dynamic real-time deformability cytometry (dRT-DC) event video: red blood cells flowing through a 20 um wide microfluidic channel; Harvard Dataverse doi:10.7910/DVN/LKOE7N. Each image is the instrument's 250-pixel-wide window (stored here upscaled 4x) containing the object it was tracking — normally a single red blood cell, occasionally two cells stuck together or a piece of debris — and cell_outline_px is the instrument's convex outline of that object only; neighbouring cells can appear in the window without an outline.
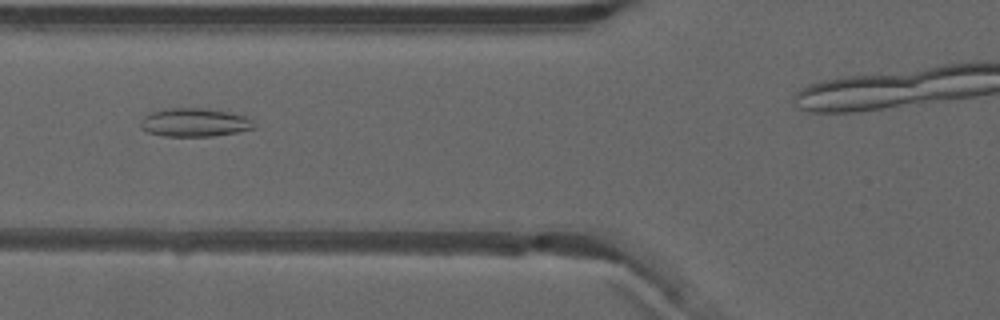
{"species": "common noctule bat (a hibernating species)", "species_latin": "Nyctalus noctula", "temperature_condition": "warm", "stored_images_in_passage": 46, "camera_frame_rate_fps": 3000, "um_per_image_px": 0.085, "animal": {"sex": "male", "forearm_length_mm": 52.5}, "frame": {"image": 1, "passage_image": 21, "time_ms": 6.667, "image_size_px": [1000, 320], "cell_outline_px": [[256, 128], [236, 132], [212, 136], [164, 136], [148, 132], [140, 128], [140, 120], [148, 112], [160, 108], [204, 108], [232, 112], [244, 116], [252, 120], [256, 124]], "centroid_in_image_um": [16.5, 10.39], "position_along_channel_um": 109.3, "area_um2": 19.13}}
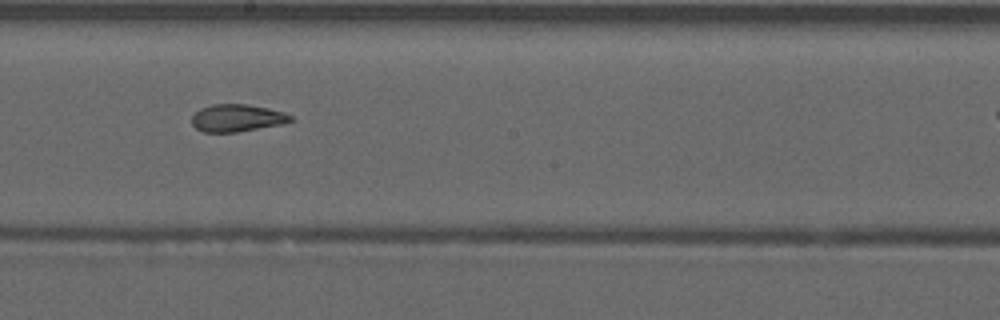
{"frame": {"image": 2, "passage_image": 30, "time_ms": 9.667, "image_size_px": [1000, 320], "cell_outline_px": [[292, 120], [284, 124], [236, 132], [204, 132], [196, 128], [192, 124], [192, 116], [200, 108], [212, 104], [244, 104], [268, 108], [284, 112], [292, 116]], "centroid_in_image_um": [20.15, 10.03], "position_along_channel_um": 228.1, "area_um2": 15.72}}
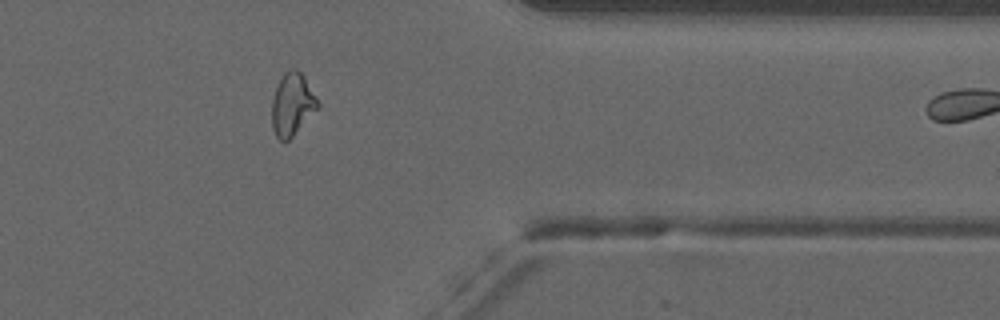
{"frame": {"image": 3, "passage_image": 43, "time_ms": 14.0, "image_size_px": [1000, 320], "cell_outline_px": [[320, 104], [292, 136], [288, 140], [280, 140], [276, 136], [272, 128], [272, 100], [276, 84], [284, 72], [288, 68], [296, 68], [304, 76], [316, 96]], "centroid_in_image_um": [24.81, 8.81], "position_along_channel_um": 386.6, "area_um2": 16.53}, "authors_computed_cell_mechanics": {"area_um2": 17.8313, "velocity_mm_per_s": 3.9591, "shape_relaxation_time_tau1_ms": null, "shape_relaxation_time_tau2_ms": 2.2749, "deformation_change_tau1": null, "deformation_change_tau2": 0.0955}}